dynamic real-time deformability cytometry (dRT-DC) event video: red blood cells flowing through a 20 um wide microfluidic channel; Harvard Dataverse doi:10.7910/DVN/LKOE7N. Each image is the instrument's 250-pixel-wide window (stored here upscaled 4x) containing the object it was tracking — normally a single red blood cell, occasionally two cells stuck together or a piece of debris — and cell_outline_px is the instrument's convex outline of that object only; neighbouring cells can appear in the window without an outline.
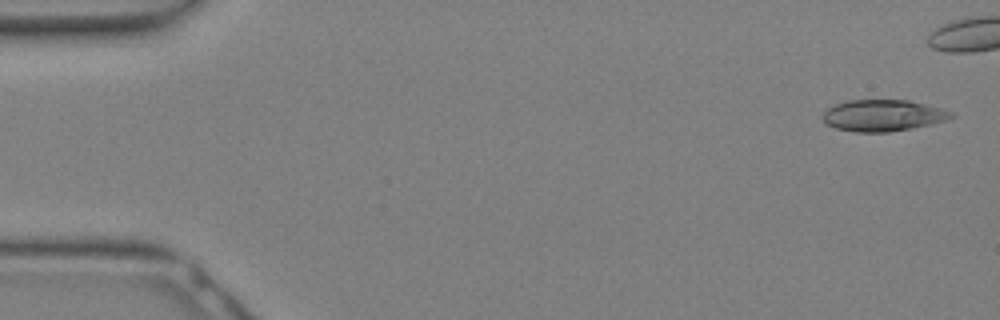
{"species": "Egyptian fruit bat (a non-hibernating species)", "species_latin": "Rousettus aegyptiacus", "temperature_condition": "warm", "stored_images_in_passage": 25, "camera_frame_rate_fps": 3000, "um_per_image_px": 0.085, "animal": {"sex": "female"}, "frame": {"image": 1, "passage_image": 1, "time_ms": 0.0, "image_size_px": [1000, 320], "cell_outline_px": [[956, 116], [948, 120], [912, 128], [888, 132], [856, 132], [836, 128], [828, 124], [820, 116], [828, 108], [836, 104], [848, 100], [908, 100], [940, 108], [952, 112]], "centroid_in_image_um": [75.06, 9.81], "position_along_channel_um": 9.9, "area_um2": 23.47}}
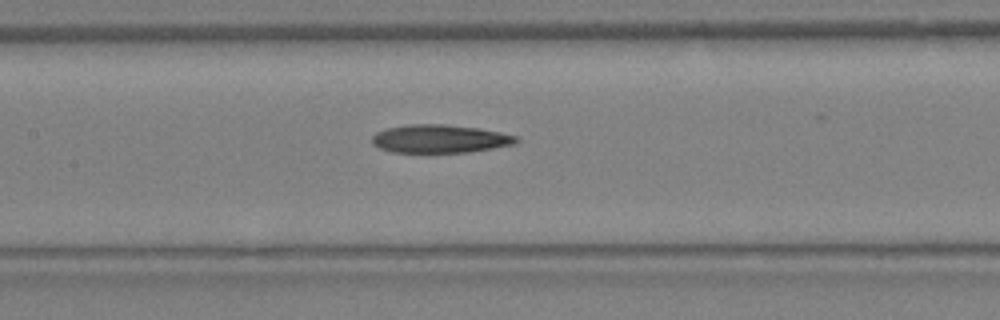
{"frame": {"image": 2, "passage_image": 14, "time_ms": 4.333, "image_size_px": [1000, 320], "cell_outline_px": [[520, 140], [516, 144], [468, 152], [392, 152], [380, 148], [372, 144], [372, 136], [376, 132], [388, 128], [408, 124], [444, 124], [480, 128], [520, 136]], "centroid_in_image_um": [37.43, 11.79], "position_along_channel_um": 170.0, "area_um2": 23.81}}
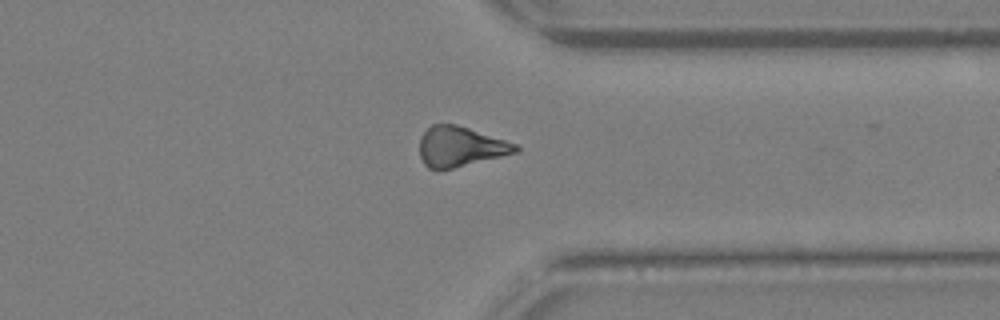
{"frame": {"image": 3, "passage_image": 23, "time_ms": 7.333, "image_size_px": [1000, 320], "cell_outline_px": [[520, 152], [440, 172], [428, 168], [424, 164], [420, 156], [420, 136], [432, 124], [456, 124], [516, 144], [520, 148]], "centroid_in_image_um": [39.11, 12.5], "position_along_channel_um": 372.3, "area_um2": 22.72}}